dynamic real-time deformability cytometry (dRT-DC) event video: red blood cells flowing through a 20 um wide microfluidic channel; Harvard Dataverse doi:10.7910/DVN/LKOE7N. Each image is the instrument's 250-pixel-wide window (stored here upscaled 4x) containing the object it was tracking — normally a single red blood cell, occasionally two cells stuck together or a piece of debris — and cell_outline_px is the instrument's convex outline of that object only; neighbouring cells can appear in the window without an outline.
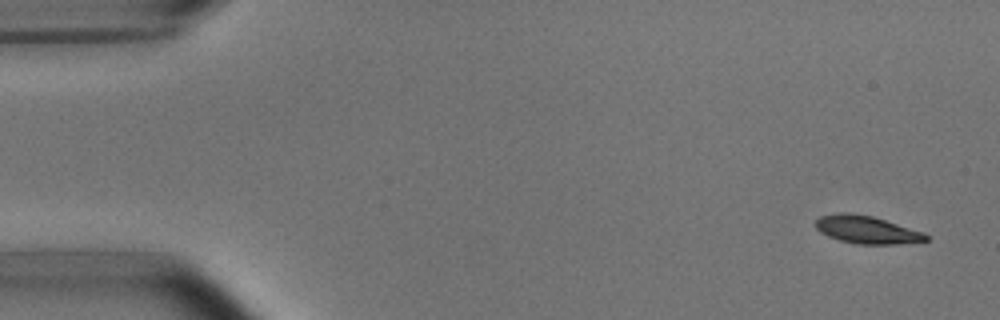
{"species": "common noctule bat (a hibernating species)", "species_latin": "Nyctalus noctula", "temperature_condition": "room temperature", "stored_images_in_passage": 11, "camera_frame_rate_fps": 3000, "um_per_image_px": 0.085, "animal": {"sex": "male", "body_mass_g": 15.6}, "frame": {"image": 1, "passage_image": 1, "time_ms": 0.0, "image_size_px": [1000, 320], "cell_outline_px": [[928, 240], [896, 244], [856, 244], [840, 240], [828, 236], [820, 232], [816, 228], [816, 220], [820, 216], [840, 212], [848, 212], [872, 216], [924, 232], [928, 236]], "centroid_in_image_um": [73.65, 19.52], "position_along_channel_um": 11.3, "area_um2": 17.74}}
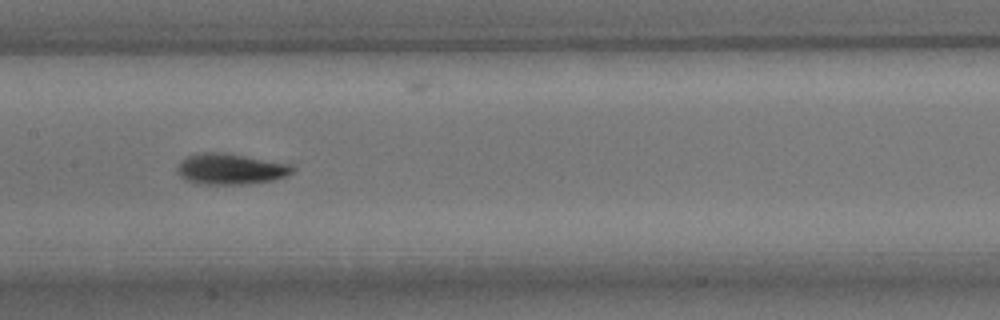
{"frame": {"image": 2, "passage_image": 7, "time_ms": 8.0, "image_size_px": [1000, 320], "cell_outline_px": [[296, 168], [292, 172], [276, 180], [248, 184], [196, 184], [184, 180], [176, 172], [176, 168], [188, 156], [204, 152], [220, 152], [292, 164]], "centroid_in_image_um": [19.6, 14.38], "position_along_channel_um": 187.8, "area_um2": 20.75}}
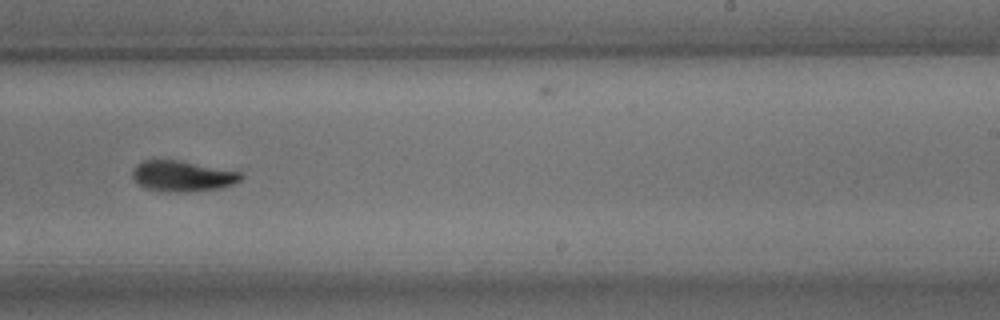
{"frame": {"image": 3, "passage_image": 9, "time_ms": 10.333, "image_size_px": [1000, 320], "cell_outline_px": [[244, 176], [236, 184], [220, 188], [188, 192], [168, 192], [144, 188], [132, 176], [132, 168], [136, 164], [144, 160], [180, 160], [240, 172]], "centroid_in_image_um": [15.51, 14.97], "position_along_channel_um": 273.5, "area_um2": 19.54}}